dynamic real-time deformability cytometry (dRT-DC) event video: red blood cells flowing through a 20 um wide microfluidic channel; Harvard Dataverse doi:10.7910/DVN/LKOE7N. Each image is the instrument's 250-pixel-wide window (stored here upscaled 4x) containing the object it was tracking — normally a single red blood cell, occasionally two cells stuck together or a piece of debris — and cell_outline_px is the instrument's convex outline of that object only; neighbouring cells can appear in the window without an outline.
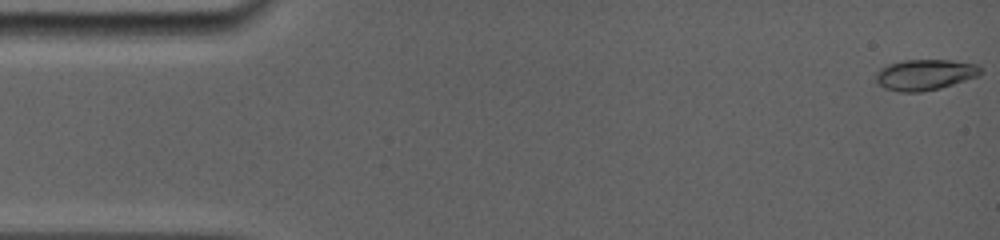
{"species": "common noctule bat (a hibernating species)", "species_latin": "Nyctalus noctula", "temperature_condition": "room temperature", "stored_images_in_passage": 71, "camera_frame_rate_fps": 5000, "um_per_image_px": 0.085, "animal": {"sex": "female", "body_mass_g": 19.0, "forearm_length_mm": 56.7}, "frame": {"image": 1, "passage_image": 1, "time_ms": 0.0, "image_size_px": [1000, 240], "cell_outline_px": [[984, 72], [980, 76], [940, 88], [920, 92], [900, 92], [884, 88], [876, 80], [876, 72], [880, 68], [888, 64], [904, 60], [952, 60], [976, 64]], "centroid_in_image_um": [78.64, 6.35], "position_along_channel_um": 6.4, "area_um2": 18.9}}
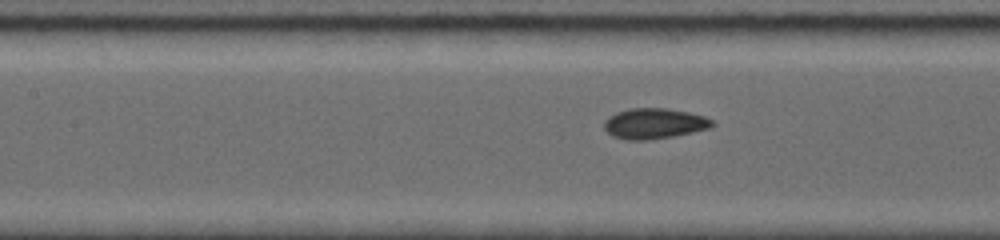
{"frame": {"image": 2, "passage_image": 31, "time_ms": 7.0, "image_size_px": [1000, 240], "cell_outline_px": [[716, 124], [712, 128], [672, 136], [648, 140], [628, 140], [612, 136], [604, 128], [604, 120], [608, 116], [616, 112], [628, 108], [668, 108], [688, 112], [704, 116], [712, 120]], "centroid_in_image_um": [55.6, 10.49], "position_along_channel_um": 151.8, "area_um2": 19.36}}
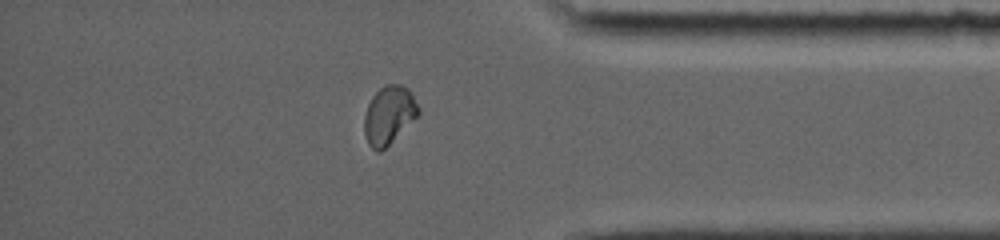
{"frame": {"image": 3, "passage_image": 59, "time_ms": 13.6, "image_size_px": [1000, 240], "cell_outline_px": [[420, 112], [380, 152], [376, 152], [368, 144], [364, 132], [364, 116], [368, 104], [372, 96], [380, 88], [388, 84], [400, 84], [408, 88], [412, 92], [420, 108]], "centroid_in_image_um": [33.05, 9.75], "position_along_channel_um": 402.2, "area_um2": 18.09}}